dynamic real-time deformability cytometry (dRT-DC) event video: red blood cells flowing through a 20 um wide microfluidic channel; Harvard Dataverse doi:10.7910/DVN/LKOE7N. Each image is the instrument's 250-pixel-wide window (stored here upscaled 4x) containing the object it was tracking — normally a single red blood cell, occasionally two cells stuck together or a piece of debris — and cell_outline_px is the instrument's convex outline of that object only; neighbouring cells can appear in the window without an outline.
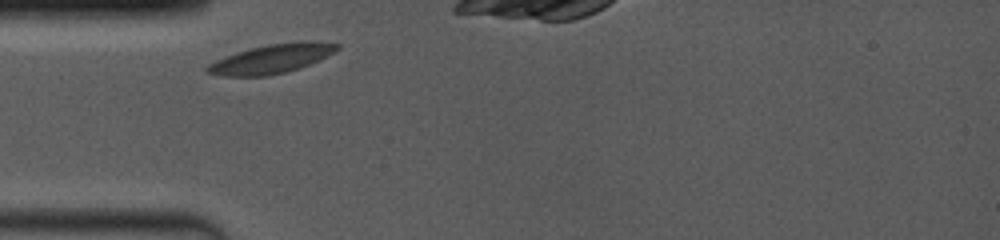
{"species": "common noctule bat (a hibernating species)", "species_latin": "Nyctalus noctula", "temperature_condition": "room temperature", "stored_images_in_passage": 22, "camera_frame_rate_fps": 4000, "um_per_image_px": 0.085, "animal": {"sex": "female", "body_mass_g": 19.0, "forearm_length_mm": 53.3}, "frame": {"image": 1, "passage_image": 1, "time_ms": 0.0, "image_size_px": [1000, 240], "cell_outline_px": [[340, 48], [300, 68], [268, 76], [224, 76], [204, 72], [204, 68], [208, 64], [216, 60], [236, 52], [268, 44], [300, 40], [312, 40], [340, 44]], "centroid_in_image_um": [23.05, 4.98], "position_along_channel_um": 61.9, "area_um2": 21.91}}
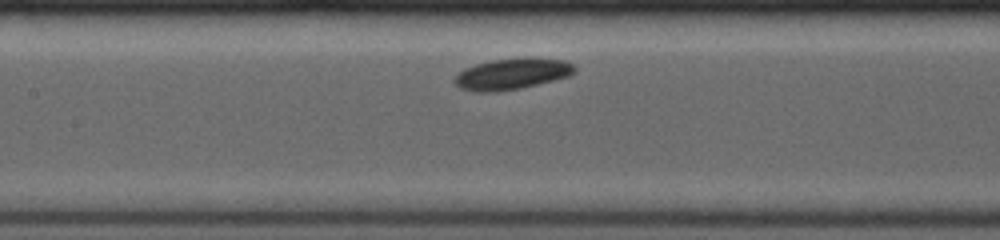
{"frame": {"image": 2, "passage_image": 12, "time_ms": 2.75, "image_size_px": [1000, 240], "cell_outline_px": [[576, 72], [568, 76], [520, 88], [496, 92], [472, 92], [460, 88], [452, 80], [464, 68], [476, 64], [492, 60], [532, 56], [564, 60], [572, 64], [576, 68]], "centroid_in_image_um": [43.51, 6.27], "position_along_channel_um": 163.9, "area_um2": 21.96}}
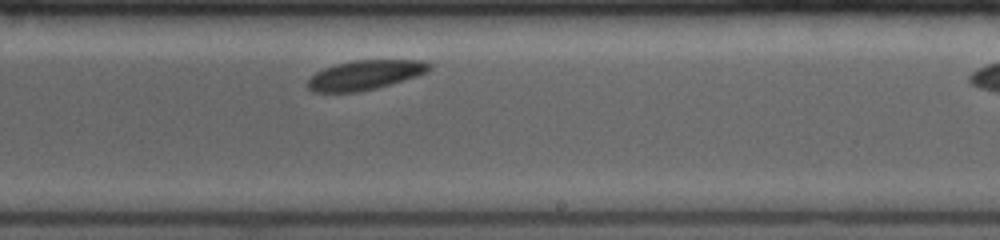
{"frame": {"image": 3, "passage_image": 22, "time_ms": 5.25, "image_size_px": [1000, 240], "cell_outline_px": [[432, 68], [416, 76], [376, 88], [360, 92], [312, 92], [308, 88], [308, 80], [316, 72], [324, 68], [336, 64], [352, 60], [420, 60], [432, 64]], "centroid_in_image_um": [31.0, 6.37], "position_along_channel_um": 258.0, "area_um2": 20.75}}